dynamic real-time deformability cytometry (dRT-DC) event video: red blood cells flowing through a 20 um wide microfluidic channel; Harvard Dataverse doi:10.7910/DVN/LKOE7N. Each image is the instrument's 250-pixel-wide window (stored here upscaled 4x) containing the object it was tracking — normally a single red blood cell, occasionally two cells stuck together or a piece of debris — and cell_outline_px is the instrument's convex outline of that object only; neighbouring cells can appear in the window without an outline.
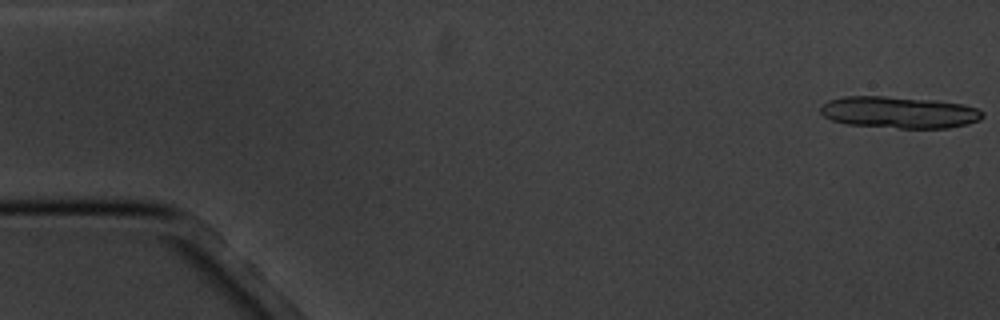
{"species": "common noctule bat (a hibernating species)", "species_latin": "Nyctalus noctula", "temperature_condition": "cold", "stored_images_in_passage": 5, "camera_frame_rate_fps": 3000, "um_per_image_px": 0.085, "animal": {"sex": "male", "body_mass_g": 20.1, "forearm_length_mm": 53.5}, "frame": {"image": 1, "passage_image": 1, "time_ms": 0.0, "image_size_px": [1000, 320], "cell_outline_px": [[984, 116], [980, 120], [968, 124], [948, 128], [900, 128], [844, 124], [832, 120], [824, 116], [820, 112], [820, 104], [828, 100], [844, 96], [884, 96], [932, 100], [964, 104], [976, 108], [984, 112]], "centroid_in_image_um": [76.41, 9.55], "position_along_channel_um": 8.6, "area_um2": 30.17}}